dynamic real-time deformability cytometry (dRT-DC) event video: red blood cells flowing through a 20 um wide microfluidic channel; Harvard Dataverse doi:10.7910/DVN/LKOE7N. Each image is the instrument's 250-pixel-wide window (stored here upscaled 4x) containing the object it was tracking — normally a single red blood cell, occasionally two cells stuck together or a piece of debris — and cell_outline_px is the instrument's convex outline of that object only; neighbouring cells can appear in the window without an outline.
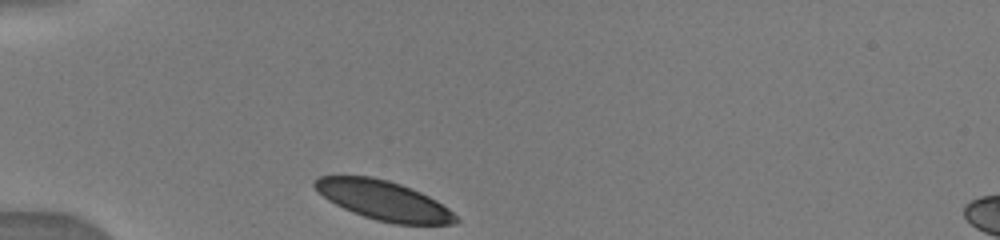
{"species": "human", "species_latin": "Homo sapiens", "temperature_condition": "warm", "stored_images_in_passage": 27, "camera_frame_rate_fps": 3000, "um_per_image_px": 0.085, "donor": {"sex": "male"}, "frame": {"image": 1, "passage_image": 1, "time_ms": 0.0, "image_size_px": [1000, 240], "cell_outline_px": [[460, 220], [456, 224], [392, 224], [376, 220], [352, 212], [328, 200], [312, 184], [312, 180], [320, 176], [372, 176], [388, 180], [412, 188], [436, 200], [448, 208]], "centroid_in_image_um": [32.62, 17.03], "position_along_channel_um": 52.4, "area_um2": 32.25}}
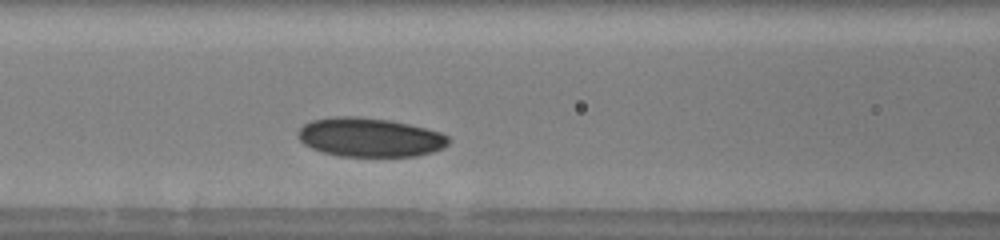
{"frame": {"image": 2, "passage_image": 9, "time_ms": 2.667, "image_size_px": [1000, 240], "cell_outline_px": [[452, 140], [444, 148], [432, 152], [416, 156], [340, 156], [324, 152], [312, 148], [304, 144], [296, 136], [296, 132], [304, 124], [312, 120], [332, 116], [356, 116], [392, 120], [440, 132], [448, 136]], "centroid_in_image_um": [31.43, 11.66], "position_along_channel_um": 135.2, "area_um2": 34.39}}
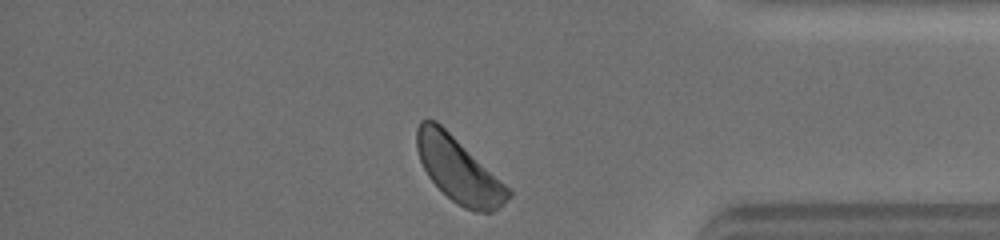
{"frame": {"image": 3, "passage_image": 26, "time_ms": 9.667, "image_size_px": [1000, 240], "cell_outline_px": [[512, 196], [504, 204], [492, 212], [476, 212], [464, 208], [452, 200], [428, 176], [420, 160], [416, 148], [416, 128], [420, 120], [436, 120], [512, 188]], "centroid_in_image_um": [39.03, 14.44], "position_along_channel_um": 396.2, "area_um2": 34.74}}